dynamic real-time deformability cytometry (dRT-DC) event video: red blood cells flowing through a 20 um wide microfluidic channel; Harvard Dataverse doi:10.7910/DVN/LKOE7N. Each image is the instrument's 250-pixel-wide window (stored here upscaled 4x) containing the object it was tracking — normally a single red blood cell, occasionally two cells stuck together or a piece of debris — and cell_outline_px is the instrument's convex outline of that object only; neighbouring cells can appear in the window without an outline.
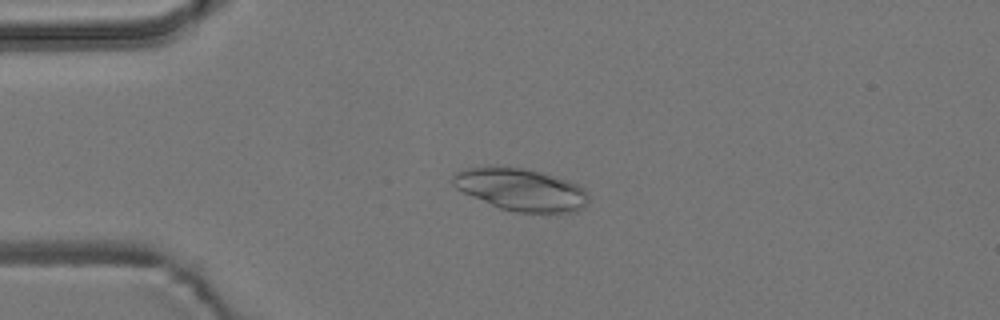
{"species": "common noctule bat (a hibernating species)", "species_latin": "Nyctalus noctula", "temperature_condition": "room temperature", "stored_images_in_passage": 4, "camera_frame_rate_fps": 3000, "um_per_image_px": 0.085, "animal": {"sex": "male", "body_mass_g": 19.2, "forearm_length_mm": 51.8}, "frame": {"image": 1, "passage_image": 3, "time_ms": 0.667, "image_size_px": [1000, 320], "cell_outline_px": [[588, 204], [584, 208], [576, 212], [512, 212], [500, 208], [472, 196], [456, 188], [452, 184], [452, 176], [456, 172], [468, 168], [524, 168], [540, 172], [568, 180], [584, 188], [588, 192]], "centroid_in_image_um": [44.33, 16.14], "position_along_channel_um": 40.7, "area_um2": 33.0}}